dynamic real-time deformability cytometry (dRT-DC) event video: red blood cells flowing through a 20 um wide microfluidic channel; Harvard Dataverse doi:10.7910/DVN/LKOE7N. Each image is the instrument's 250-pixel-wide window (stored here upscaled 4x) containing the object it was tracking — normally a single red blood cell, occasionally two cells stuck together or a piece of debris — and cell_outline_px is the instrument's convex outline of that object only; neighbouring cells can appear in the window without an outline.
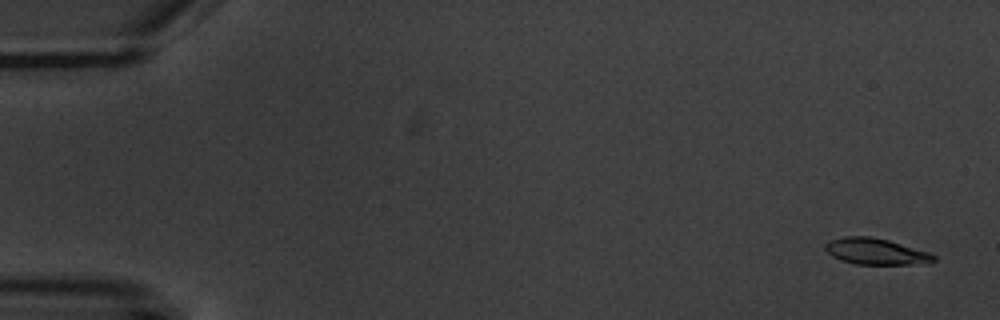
{"species": "common noctule bat (a hibernating species)", "species_latin": "Nyctalus noctula", "temperature_condition": "warm", "stored_images_in_passage": 5, "camera_frame_rate_fps": 3000, "um_per_image_px": 0.085, "animal": {"sex": "male", "body_mass_g": 20.1, "forearm_length_mm": 53.5}, "frame": {"image": 1, "passage_image": 1, "time_ms": 0.0, "image_size_px": [1000, 320], "cell_outline_px": [[936, 260], [932, 264], [856, 264], [840, 260], [832, 256], [824, 248], [824, 244], [828, 240], [844, 236], [868, 236], [888, 240], [928, 252], [936, 256]], "centroid_in_image_um": [74.44, 21.38], "position_along_channel_um": 10.6, "area_um2": 16.7}}
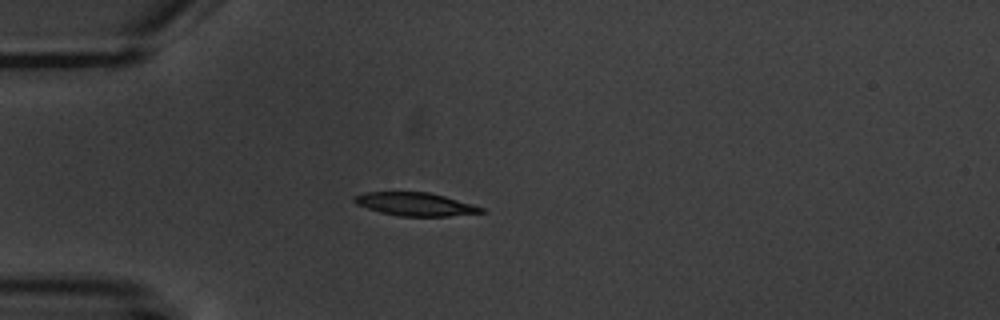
{"frame": {"image": 2, "passage_image": 5, "time_ms": 4.667, "image_size_px": [1000, 320], "cell_outline_px": [[484, 212], [448, 216], [400, 216], [380, 212], [356, 204], [352, 200], [352, 196], [364, 192], [428, 192], [444, 196], [472, 204], [484, 208]], "centroid_in_image_um": [35.25, 17.35], "position_along_channel_um": 49.8, "area_um2": 17.05}}